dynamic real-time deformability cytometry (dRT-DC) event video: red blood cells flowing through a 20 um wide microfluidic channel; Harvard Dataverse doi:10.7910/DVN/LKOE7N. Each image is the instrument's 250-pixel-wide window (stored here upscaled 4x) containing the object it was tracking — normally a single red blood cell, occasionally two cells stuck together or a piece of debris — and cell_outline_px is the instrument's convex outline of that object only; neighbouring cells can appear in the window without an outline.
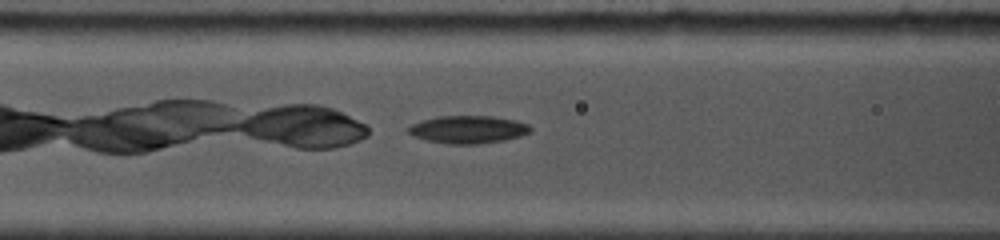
{"species": "common noctule bat (a hibernating species)", "species_latin": "Nyctalus noctula", "temperature_condition": "cold", "stored_images_in_passage": 11, "camera_frame_rate_fps": 5000, "um_per_image_px": 0.085, "animal": {"sex": "female", "body_mass_g": 19.0, "forearm_length_mm": 53.3}, "frame": {"image": 1, "passage_image": 8, "time_ms": 3.4, "image_size_px": [1000, 240], "cell_outline_px": [[532, 132], [520, 136], [504, 140], [480, 144], [448, 144], [428, 140], [412, 136], [408, 132], [408, 128], [412, 124], [420, 120], [436, 116], [492, 116], [516, 120], [528, 124], [532, 128]], "centroid_in_image_um": [39.8, 11.0], "position_along_channel_um": 126.8, "area_um2": 19.88}}
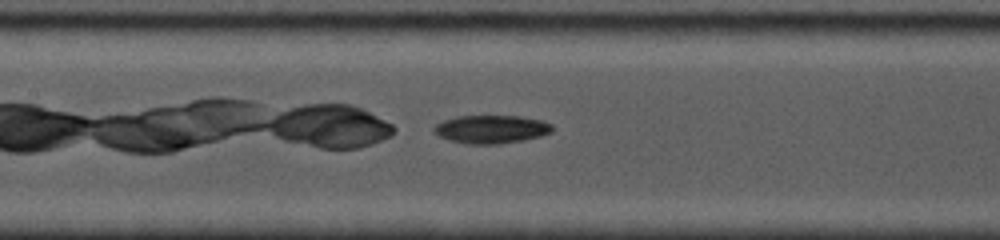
{"frame": {"image": 2, "passage_image": 10, "time_ms": 4.4, "image_size_px": [1000, 240], "cell_outline_px": [[552, 132], [540, 136], [524, 140], [500, 144], [468, 144], [448, 140], [440, 136], [432, 128], [436, 124], [444, 120], [456, 116], [520, 116], [540, 120], [552, 124]], "centroid_in_image_um": [41.75, 10.99], "position_along_channel_um": 165.6, "area_um2": 19.42}}